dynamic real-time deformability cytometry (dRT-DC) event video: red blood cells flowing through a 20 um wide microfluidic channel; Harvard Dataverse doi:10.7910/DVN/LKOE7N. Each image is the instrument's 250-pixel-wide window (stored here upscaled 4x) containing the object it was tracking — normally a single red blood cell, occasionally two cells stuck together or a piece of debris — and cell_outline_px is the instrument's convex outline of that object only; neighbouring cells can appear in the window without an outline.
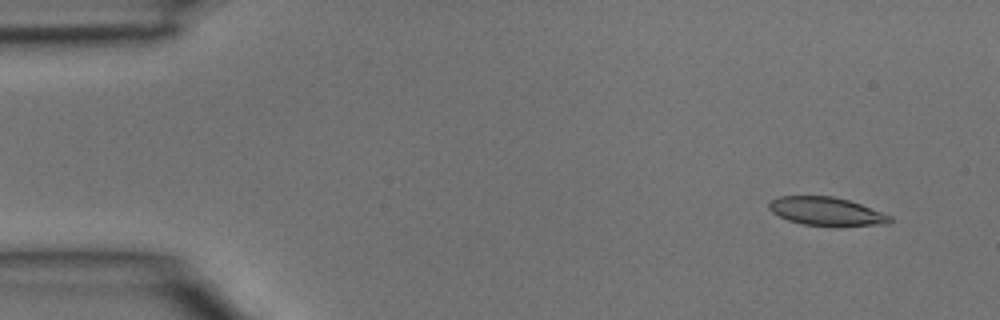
{"species": "common noctule bat (a hibernating species)", "species_latin": "Nyctalus noctula", "temperature_condition": "room temperature", "stored_images_in_passage": 4, "segment_of_instrument_passage": [1, 2], "camera_frame_rate_fps": 3000, "um_per_image_px": 0.085, "animal": {"sex": "male", "body_mass_g": 15.6}, "frame": {"image": 1, "passage_image": 1, "time_ms": 0.0, "image_size_px": [1000, 320], "cell_outline_px": [[892, 220], [888, 224], [804, 224], [788, 220], [772, 212], [768, 208], [768, 204], [772, 200], [780, 196], [832, 196], [848, 200], [860, 204], [892, 216]], "centroid_in_image_um": [70.2, 17.93], "position_along_channel_um": 14.8, "area_um2": 19.19}}